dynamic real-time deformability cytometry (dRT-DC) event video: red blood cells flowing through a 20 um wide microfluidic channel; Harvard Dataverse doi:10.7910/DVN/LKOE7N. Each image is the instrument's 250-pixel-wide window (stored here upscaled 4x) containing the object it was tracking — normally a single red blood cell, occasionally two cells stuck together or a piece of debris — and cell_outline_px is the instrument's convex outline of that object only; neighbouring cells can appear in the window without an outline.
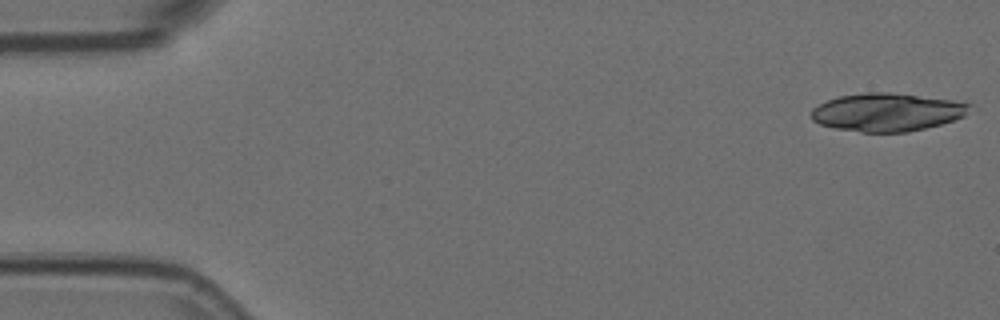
{"species": "Egyptian fruit bat (a non-hibernating species)", "species_latin": "Rousettus aegyptiacus", "temperature_condition": "room temperature", "stored_images_in_passage": 13, "camera_frame_rate_fps": 3000, "um_per_image_px": 0.085, "animal": {"sex": "female"}, "frame": {"image": 1, "passage_image": 1, "time_ms": 0.0, "image_size_px": [1000, 320], "cell_outline_px": [[972, 104], [964, 116], [940, 124], [908, 132], [860, 132], [836, 128], [820, 124], [812, 120], [812, 108], [828, 100], [840, 96], [864, 92], [888, 92], [952, 100]], "centroid_in_image_um": [75.38, 9.53], "position_along_channel_um": 9.6, "area_um2": 34.8}}